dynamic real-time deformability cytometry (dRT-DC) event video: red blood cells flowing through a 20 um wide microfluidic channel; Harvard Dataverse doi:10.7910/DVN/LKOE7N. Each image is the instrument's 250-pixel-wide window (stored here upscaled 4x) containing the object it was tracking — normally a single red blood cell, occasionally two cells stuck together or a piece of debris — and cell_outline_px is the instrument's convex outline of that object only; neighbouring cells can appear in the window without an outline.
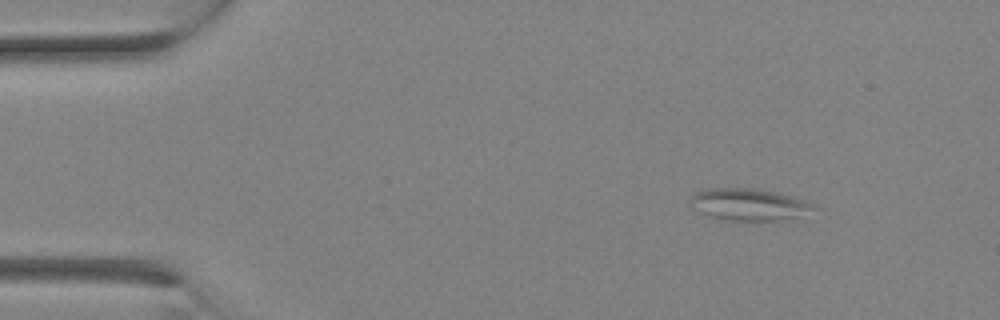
{"species": "Egyptian fruit bat (a non-hibernating species)", "species_latin": "Rousettus aegyptiacus", "temperature_condition": "room temperature", "stored_images_in_passage": 2, "camera_frame_rate_fps": 3000, "um_per_image_px": 0.085, "animal": {"sex": "female"}, "frame": {"image": 1, "passage_image": 1, "time_ms": 0.0, "image_size_px": [1000, 320], "cell_outline_px": [[820, 208], [796, 216], [776, 220], [720, 220], [700, 212], [692, 208], [688, 204], [688, 200], [696, 192], [708, 188], [752, 188], [780, 192], [804, 200]], "centroid_in_image_um": [63.6, 17.36], "position_along_channel_um": 21.4, "area_um2": 23.0}}